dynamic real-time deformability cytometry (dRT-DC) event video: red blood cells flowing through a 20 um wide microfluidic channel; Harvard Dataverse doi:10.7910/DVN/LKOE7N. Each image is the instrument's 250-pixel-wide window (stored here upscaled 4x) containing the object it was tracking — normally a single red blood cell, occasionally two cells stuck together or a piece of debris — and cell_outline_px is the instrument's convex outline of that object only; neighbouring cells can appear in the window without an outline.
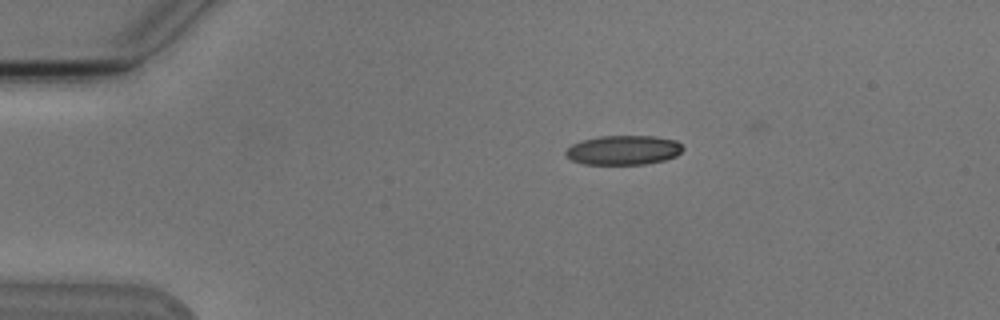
{"species": "Egyptian fruit bat (a non-hibernating species)", "species_latin": "Rousettus aegyptiacus", "temperature_condition": "cold", "stored_images_in_passage": 2, "camera_frame_rate_fps": 3000, "um_per_image_px": 0.085, "animal": {"sex": "male"}, "frame": {"image": 1, "passage_image": 1, "time_ms": 0.0, "image_size_px": [1000, 320], "cell_outline_px": [[684, 148], [676, 156], [664, 160], [644, 164], [584, 164], [572, 160], [564, 152], [572, 144], [580, 140], [600, 136], [656, 136], [676, 140]], "centroid_in_image_um": [52.99, 12.75], "position_along_channel_um": 32.0, "area_um2": 20.06}}